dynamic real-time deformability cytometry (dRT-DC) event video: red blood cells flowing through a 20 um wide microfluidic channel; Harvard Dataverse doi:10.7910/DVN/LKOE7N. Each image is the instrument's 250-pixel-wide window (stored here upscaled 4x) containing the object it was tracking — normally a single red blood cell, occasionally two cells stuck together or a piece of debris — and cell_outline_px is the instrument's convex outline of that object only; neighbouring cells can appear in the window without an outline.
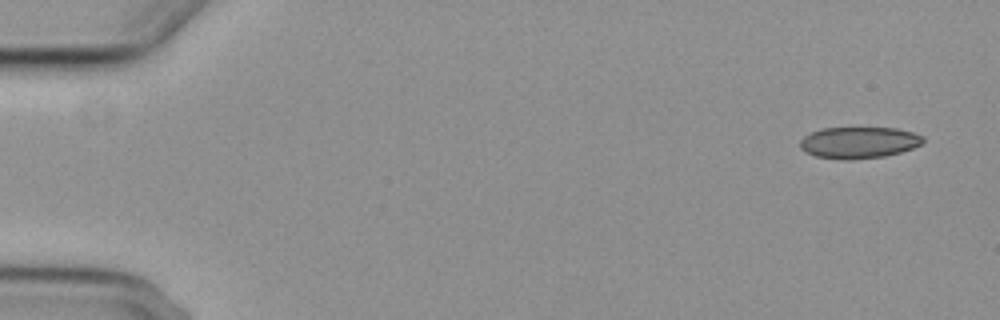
{"species": "common noctule bat (a hibernating species)", "species_latin": "Nyctalus noctula", "temperature_condition": "cold", "stored_images_in_passage": 3, "camera_frame_rate_fps": 3000, "um_per_image_px": 0.085, "animal": {"sex": "female", "body_mass_g": 29.2, "forearm_length_mm": 56.3}, "frame": {"image": 1, "passage_image": 1, "time_ms": 0.0, "image_size_px": [1000, 320], "cell_outline_px": [[924, 140], [920, 144], [912, 148], [900, 152], [884, 156], [848, 160], [844, 160], [816, 156], [804, 152], [800, 148], [800, 140], [804, 136], [820, 128], [896, 128], [912, 132], [924, 136]], "centroid_in_image_um": [72.97, 12.11], "position_along_channel_um": 12.0, "area_um2": 22.54}}